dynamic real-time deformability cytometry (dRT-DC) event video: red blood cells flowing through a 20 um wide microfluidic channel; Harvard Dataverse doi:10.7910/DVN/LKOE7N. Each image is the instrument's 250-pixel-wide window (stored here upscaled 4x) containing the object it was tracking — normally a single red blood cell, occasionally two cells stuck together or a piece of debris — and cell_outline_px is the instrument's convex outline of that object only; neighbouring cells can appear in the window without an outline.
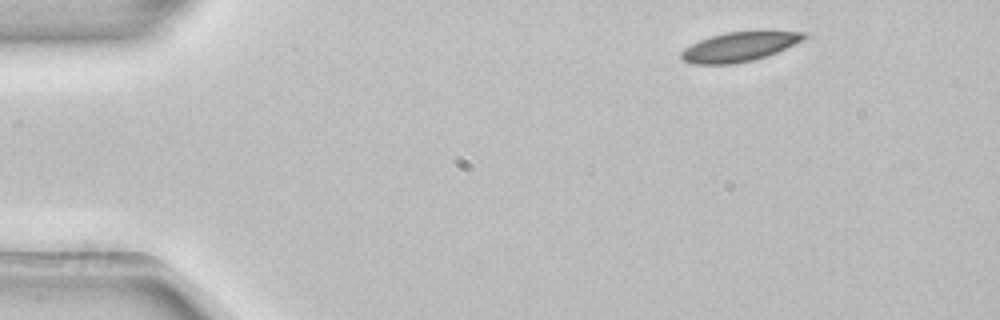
{"species": "common noctule bat (a hibernating species)", "species_latin": "Nyctalus noctula", "temperature_condition": "room temperature", "stored_images_in_passage": 3, "camera_frame_rate_fps": 3000, "um_per_image_px": 0.085, "animal": {"sex": "female", "body_mass_g": 22.7, "forearm_length_mm": 54.2}, "frame": {"image": 1, "passage_image": 1, "time_ms": 0.0, "image_size_px": [1000, 320], "cell_outline_px": [[808, 36], [776, 52], [752, 60], [732, 64], [692, 64], [684, 60], [680, 56], [680, 52], [684, 48], [700, 40], [712, 36], [728, 32], [764, 28], [804, 32]], "centroid_in_image_um": [62.87, 3.92], "position_along_channel_um": 22.1, "area_um2": 21.39}}